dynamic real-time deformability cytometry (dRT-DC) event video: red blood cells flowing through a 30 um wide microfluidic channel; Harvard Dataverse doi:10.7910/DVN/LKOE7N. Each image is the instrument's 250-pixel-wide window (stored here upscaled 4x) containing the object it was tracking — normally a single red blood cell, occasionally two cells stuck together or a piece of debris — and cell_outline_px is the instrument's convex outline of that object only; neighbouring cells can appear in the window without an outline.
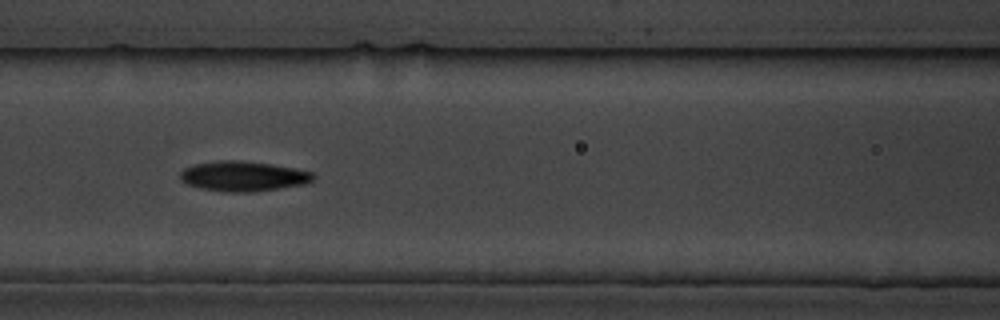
{"species": "common noctule bat (a hibernating species)", "species_latin": "Nyctalus noctula", "temperature_condition": "cold", "stored_images_in_passage": 8, "camera_frame_rate_fps": 3000, "um_per_image_px": 0.085, "animal": {"sex": "male", "body_mass_g": 19.5, "forearm_length_mm": 54.6}, "frame": {"image": 1, "passage_image": 8, "time_ms": 8.0, "image_size_px": [1000, 320], "cell_outline_px": [[316, 176], [312, 180], [304, 184], [252, 192], [224, 192], [200, 188], [188, 184], [180, 180], [180, 172], [184, 168], [196, 164], [216, 160], [240, 160], [272, 164], [296, 168], [312, 172]], "centroid_in_image_um": [20.66, 14.97], "position_along_channel_um": 145.9, "area_um2": 23.35}}